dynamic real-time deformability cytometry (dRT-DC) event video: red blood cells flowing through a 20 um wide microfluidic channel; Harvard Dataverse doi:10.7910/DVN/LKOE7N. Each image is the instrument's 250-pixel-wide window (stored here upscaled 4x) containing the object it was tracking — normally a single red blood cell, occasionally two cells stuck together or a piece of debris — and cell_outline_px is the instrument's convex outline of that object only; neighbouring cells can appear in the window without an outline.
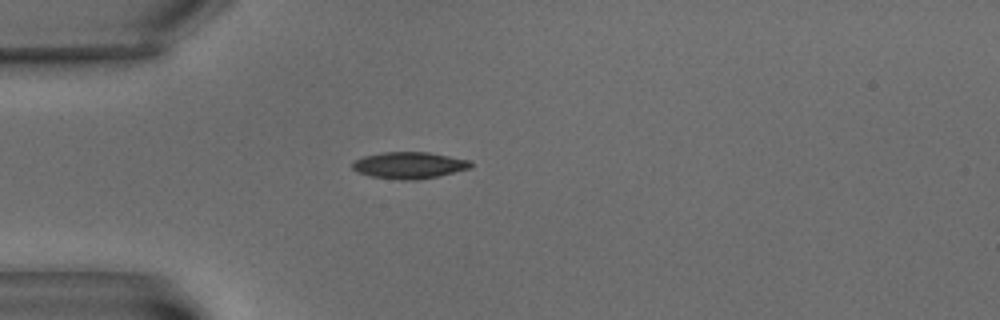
{"species": "common noctule bat (a hibernating species)", "species_latin": "Nyctalus noctula", "temperature_condition": "warm", "stored_images_in_passage": 5, "camera_frame_rate_fps": 3000, "um_per_image_px": 0.085, "animal": {"sex": "male", "body_mass_g": 15.6}, "frame": {"image": 1, "passage_image": 5, "time_ms": 5.667, "image_size_px": [1000, 320], "cell_outline_px": [[472, 168], [436, 176], [416, 180], [400, 180], [372, 176], [356, 172], [352, 168], [352, 160], [364, 156], [384, 152], [428, 152], [472, 160]], "centroid_in_image_um": [34.78, 14.04], "position_along_channel_um": 50.2, "area_um2": 18.44}}